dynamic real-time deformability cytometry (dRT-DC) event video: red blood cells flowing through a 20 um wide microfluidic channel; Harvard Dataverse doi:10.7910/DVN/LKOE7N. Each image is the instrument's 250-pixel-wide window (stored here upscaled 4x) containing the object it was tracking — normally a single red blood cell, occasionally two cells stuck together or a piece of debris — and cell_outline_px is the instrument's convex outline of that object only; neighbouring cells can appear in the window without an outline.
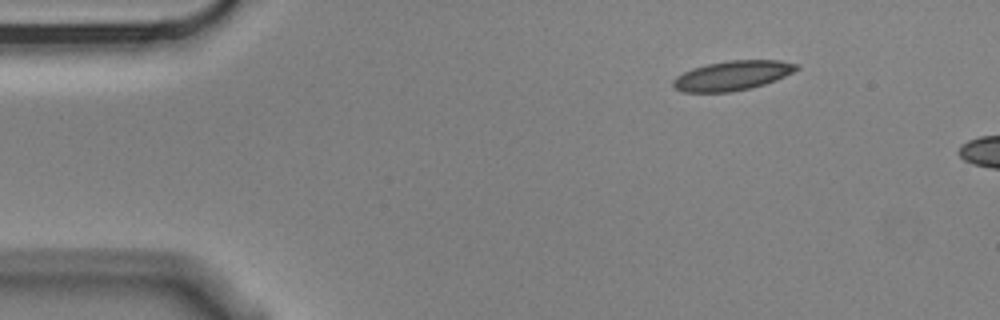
{"species": "Egyptian fruit bat (a non-hibernating species)", "species_latin": "Rousettus aegyptiacus", "temperature_condition": "cold", "stored_images_in_passage": 2, "camera_frame_rate_fps": 3000, "um_per_image_px": 0.085, "animal": {"sex": "male"}, "frame": {"image": 1, "passage_image": 1, "time_ms": 0.0, "image_size_px": [1000, 320], "cell_outline_px": [[800, 68], [776, 80], [764, 84], [748, 88], [728, 92], [684, 92], [676, 88], [672, 84], [672, 80], [676, 76], [692, 68], [708, 64], [728, 60], [780, 60], [800, 64]], "centroid_in_image_um": [62.26, 6.41], "position_along_channel_um": 22.7, "area_um2": 21.15}}